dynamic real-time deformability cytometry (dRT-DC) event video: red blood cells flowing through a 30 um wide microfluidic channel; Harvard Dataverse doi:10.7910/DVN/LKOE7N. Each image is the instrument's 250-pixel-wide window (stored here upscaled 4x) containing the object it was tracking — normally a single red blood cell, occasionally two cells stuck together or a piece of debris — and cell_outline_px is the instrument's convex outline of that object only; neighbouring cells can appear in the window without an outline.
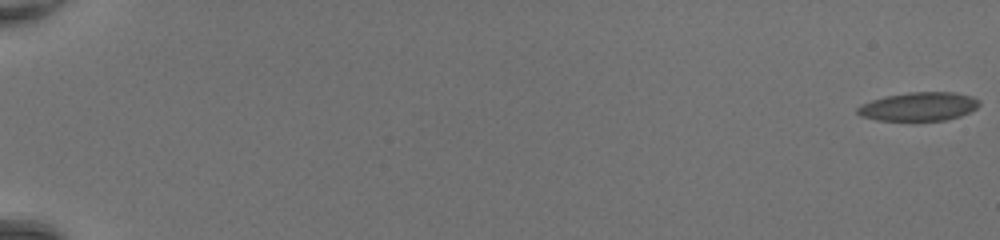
{"species": "common noctule bat (a hibernating species)", "species_latin": "Nyctalus noctula", "temperature_condition": "room temperature", "stored_images_in_passage": 51, "camera_frame_rate_fps": 3000, "um_per_image_px": 0.085, "animal": {"sex": "female", "body_mass_g": 20.0, "forearm_length_mm": 54.0}, "frame": {"image": 1, "passage_image": 1, "time_ms": 0.0, "image_size_px": [1000, 240], "cell_outline_px": [[980, 104], [976, 108], [960, 116], [948, 120], [876, 120], [860, 116], [856, 112], [856, 108], [860, 104], [884, 96], [908, 92], [956, 92], [972, 96], [980, 100]], "centroid_in_image_um": [78.08, 9.05], "position_along_channel_um": 6.9, "area_um2": 20.46}}
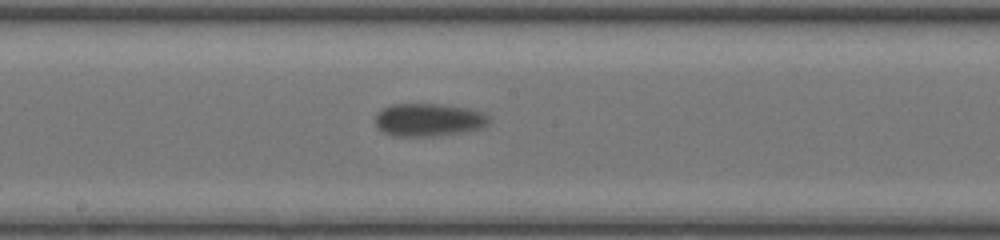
{"frame": {"image": 2, "passage_image": 30, "time_ms": 9.667, "image_size_px": [1000, 240], "cell_outline_px": [[492, 120], [484, 128], [436, 136], [392, 136], [376, 128], [376, 112], [392, 104], [444, 104], [472, 108], [484, 112], [492, 116]], "centroid_in_image_um": [36.5, 10.18], "position_along_channel_um": 211.7, "area_um2": 22.31}}
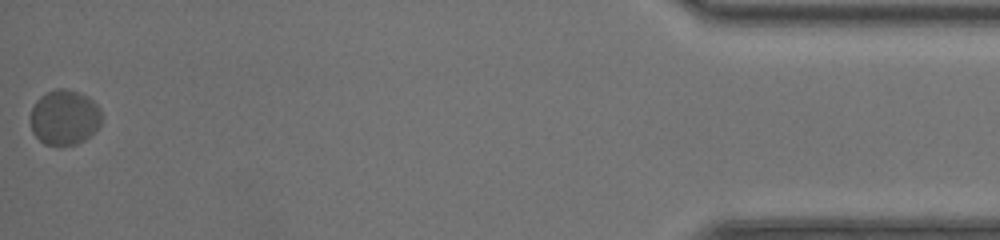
{"frame": {"image": 3, "passage_image": 51, "time_ms": 16.667, "image_size_px": [1000, 240], "cell_outline_px": [[100, 124], [84, 140], [76, 144], [60, 148], [44, 144], [32, 132], [32, 108], [36, 100], [44, 92], [56, 88], [68, 88], [80, 92], [88, 96], [100, 108]], "centroid_in_image_um": [5.46, 9.98], "position_along_channel_um": 429.7, "area_um2": 23.12}, "authors_computed_cell_mechanics": {"area_um2": 21.5016, "velocity_mm_per_s": 4.236, "shape_relaxation_time_tau1_ms": 1.0459, "shape_relaxation_time_tau2_ms": 0.9752, "deformation_change_tau1": 0.0554, "deformation_change_tau2": 0.0486}}